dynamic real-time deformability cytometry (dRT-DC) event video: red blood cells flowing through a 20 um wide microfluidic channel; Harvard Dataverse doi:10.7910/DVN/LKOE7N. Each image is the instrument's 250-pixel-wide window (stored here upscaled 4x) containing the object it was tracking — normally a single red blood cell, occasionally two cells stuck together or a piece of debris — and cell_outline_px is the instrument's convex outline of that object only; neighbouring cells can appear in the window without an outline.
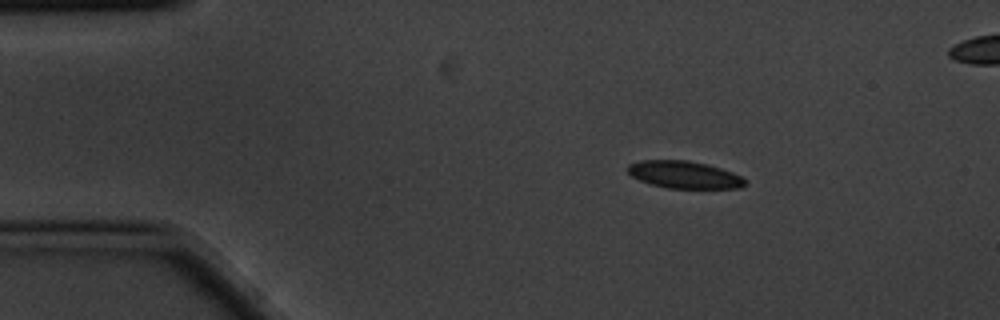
{"species": "common noctule bat (a hibernating species)", "species_latin": "Nyctalus noctula", "temperature_condition": "cold", "stored_images_in_passage": 5, "camera_frame_rate_fps": 3000, "um_per_image_px": 0.085, "animal": {"sex": "male", "body_mass_g": 20.1, "forearm_length_mm": 53.5}, "frame": {"image": 1, "passage_image": 2, "time_ms": 0.333, "image_size_px": [1000, 320], "cell_outline_px": [[748, 184], [740, 188], [668, 188], [652, 184], [640, 180], [632, 176], [628, 172], [628, 164], [640, 160], [688, 160], [720, 168], [732, 172], [740, 176]], "centroid_in_image_um": [58.15, 14.85], "position_along_channel_um": 26.8, "area_um2": 18.5}}